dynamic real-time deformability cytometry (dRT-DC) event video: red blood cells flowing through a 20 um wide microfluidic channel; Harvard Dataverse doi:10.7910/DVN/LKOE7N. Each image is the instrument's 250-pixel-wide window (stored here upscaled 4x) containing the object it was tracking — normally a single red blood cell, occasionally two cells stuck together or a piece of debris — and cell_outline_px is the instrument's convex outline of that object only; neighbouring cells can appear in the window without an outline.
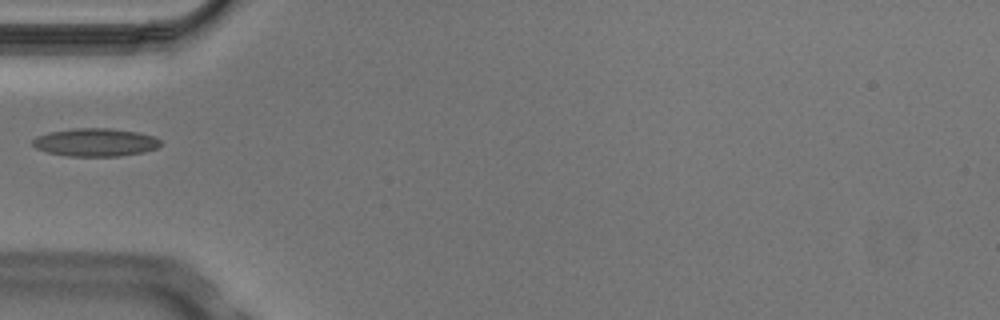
{"species": "Egyptian fruit bat (a non-hibernating species)", "species_latin": "Rousettus aegyptiacus", "temperature_condition": "cold", "stored_images_in_passage": 1, "camera_frame_rate_fps": 3000, "um_per_image_px": 0.085, "animal": {"sex": "male"}, "frame": {"image": 1, "passage_image": 1, "time_ms": 0.0, "image_size_px": [1000, 320], "cell_outline_px": [[160, 144], [156, 148], [144, 152], [120, 156], [68, 156], [48, 152], [36, 148], [32, 144], [32, 140], [36, 136], [48, 132], [72, 128], [108, 128], [136, 132], [152, 136], [160, 140]], "centroid_in_image_um": [8.07, 12.09], "position_along_channel_um": 76.9, "area_um2": 20.81}}